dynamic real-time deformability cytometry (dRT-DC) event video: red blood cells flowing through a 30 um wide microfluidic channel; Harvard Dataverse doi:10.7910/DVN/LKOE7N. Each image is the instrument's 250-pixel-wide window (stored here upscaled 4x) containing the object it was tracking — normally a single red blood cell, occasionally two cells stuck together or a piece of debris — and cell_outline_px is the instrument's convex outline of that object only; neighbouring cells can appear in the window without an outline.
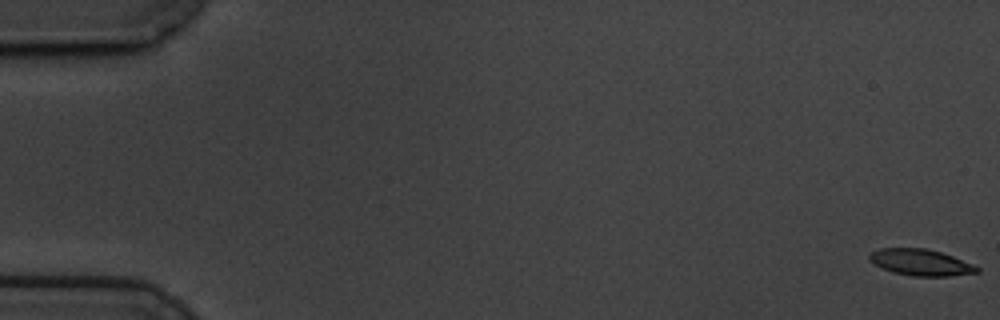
{"species": "common noctule bat (a hibernating species)", "species_latin": "Nyctalus noctula", "temperature_condition": "cold", "stored_images_in_passage": 61, "camera_frame_rate_fps": 3000, "um_per_image_px": 0.085, "animal": {"sex": "male", "body_mass_g": 19.5, "forearm_length_mm": 54.6}, "frame": {"image": 1, "passage_image": 1, "time_ms": 0.0, "image_size_px": [1000, 320], "cell_outline_px": [[980, 272], [948, 276], [912, 276], [892, 272], [880, 268], [868, 260], [868, 256], [872, 252], [880, 248], [924, 248], [940, 252], [952, 256], [980, 268]], "centroid_in_image_um": [78.21, 22.31], "position_along_channel_um": 6.8, "area_um2": 16.47}}
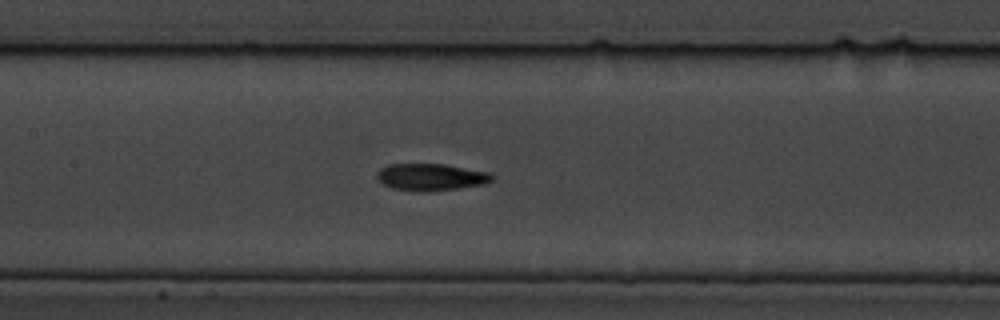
{"frame": {"image": 2, "passage_image": 29, "time_ms": 9.333, "image_size_px": [1000, 320], "cell_outline_px": [[496, 180], [488, 184], [460, 188], [428, 192], [416, 192], [392, 188], [380, 184], [376, 180], [376, 172], [380, 168], [388, 164], [444, 164], [492, 172], [496, 176]], "centroid_in_image_um": [36.67, 15.06], "position_along_channel_um": 170.7, "area_um2": 18.9}}
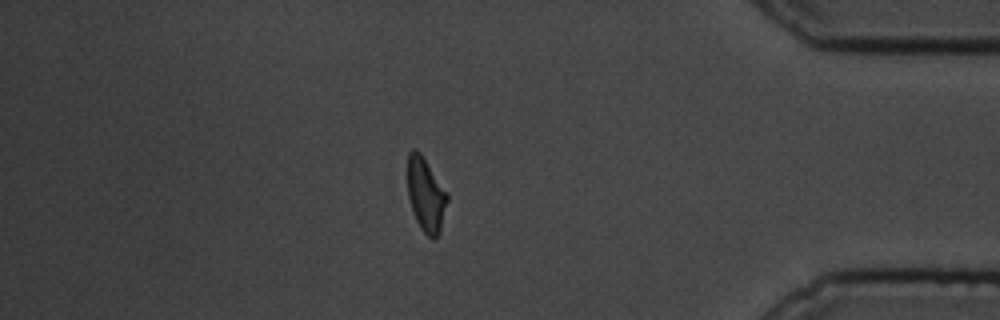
{"frame": {"image": 3, "passage_image": 52, "time_ms": 17.0, "image_size_px": [1000, 320], "cell_outline_px": [[448, 200], [440, 232], [432, 240], [420, 228], [416, 220], [408, 196], [408, 152], [412, 148], [416, 148], [420, 152], [448, 196]], "centroid_in_image_um": [36.18, 16.56], "position_along_channel_um": 399.0, "area_um2": 16.76}, "authors_computed_cell_mechanics": {"area_um2": 17.2822, "velocity_mm_per_s": 3.402, "shape_relaxation_time_tau1_ms": 4.2009, "shape_relaxation_time_tau2_ms": 4.3869, "deformation_change_tau1": 0.1343, "deformation_change_tau2": 0.1052}}